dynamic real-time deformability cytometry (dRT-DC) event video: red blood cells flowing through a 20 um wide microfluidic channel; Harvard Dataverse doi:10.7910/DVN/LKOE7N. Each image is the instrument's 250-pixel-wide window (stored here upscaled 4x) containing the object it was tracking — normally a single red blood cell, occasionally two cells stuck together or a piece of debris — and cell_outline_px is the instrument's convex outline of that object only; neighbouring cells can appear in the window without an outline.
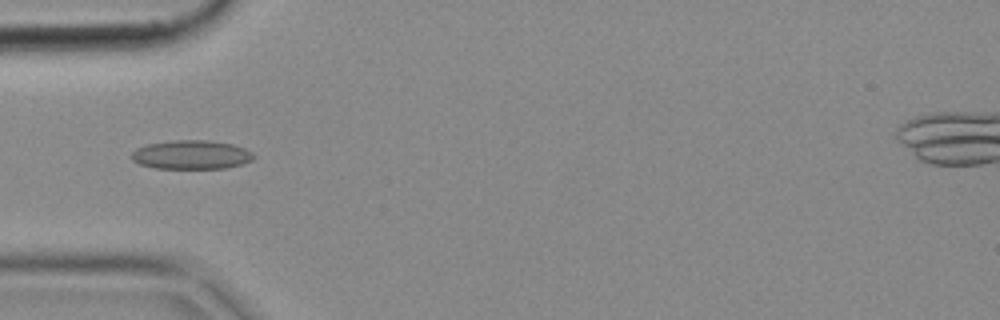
{"species": "common noctule bat (a hibernating species)", "species_latin": "Nyctalus noctula", "temperature_condition": "cold", "stored_images_in_passage": 4, "camera_frame_rate_fps": 3000, "um_per_image_px": 0.085, "animal": {"sex": "female", "body_mass_g": 18.4}, "frame": {"image": 1, "passage_image": 4, "time_ms": 1.0, "image_size_px": [1000, 320], "cell_outline_px": [[256, 156], [252, 160], [240, 164], [224, 168], [156, 168], [140, 164], [132, 160], [132, 152], [136, 148], [148, 144], [176, 140], [208, 140], [232, 144], [244, 148], [252, 152]], "centroid_in_image_um": [16.27, 13.15], "position_along_channel_um": 68.7, "area_um2": 20.4}}